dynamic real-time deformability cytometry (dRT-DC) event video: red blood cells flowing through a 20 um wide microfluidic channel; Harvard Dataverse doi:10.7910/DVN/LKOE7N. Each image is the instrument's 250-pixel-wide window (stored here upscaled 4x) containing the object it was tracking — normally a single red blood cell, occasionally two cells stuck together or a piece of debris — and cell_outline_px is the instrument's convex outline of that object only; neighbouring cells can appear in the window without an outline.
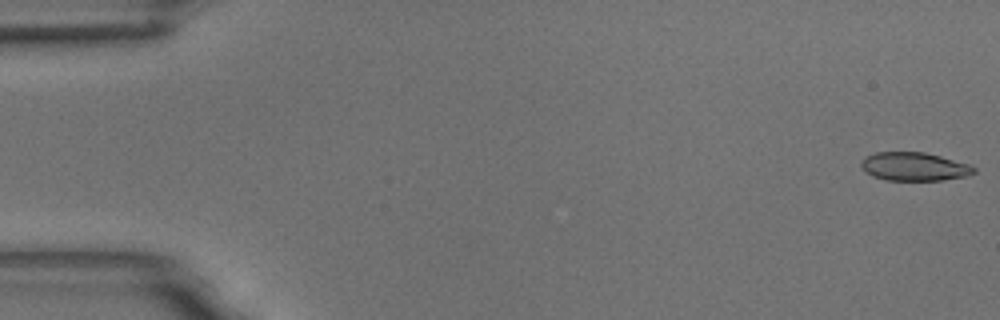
{"species": "common noctule bat (a hibernating species)", "species_latin": "Nyctalus noctula", "temperature_condition": "room temperature", "stored_images_in_passage": 56, "camera_frame_rate_fps": 3000, "um_per_image_px": 0.085, "animal": {"sex": "male", "body_mass_g": 18.8}, "frame": {"image": 1, "passage_image": 1, "time_ms": 0.0, "image_size_px": [1000, 320], "cell_outline_px": [[976, 172], [968, 176], [944, 180], [884, 180], [872, 176], [860, 164], [860, 160], [864, 156], [876, 152], [924, 152], [972, 164], [976, 168]], "centroid_in_image_um": [77.74, 14.16], "position_along_channel_um": 7.3, "area_um2": 18.9}}
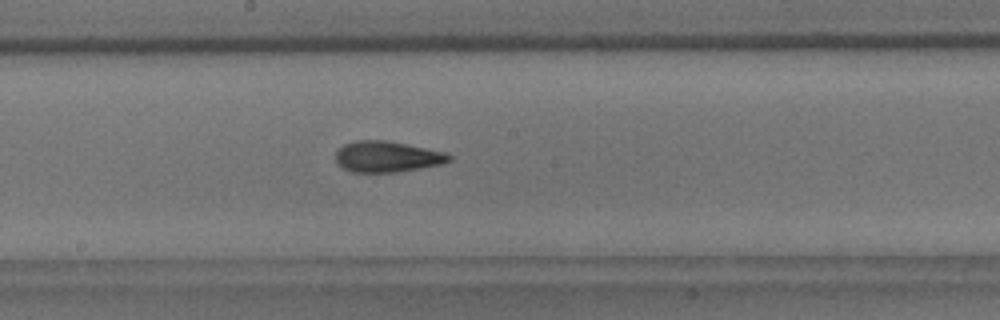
{"frame": {"image": 2, "passage_image": 30, "time_ms": 9.667, "image_size_px": [1000, 320], "cell_outline_px": [[452, 160], [444, 164], [396, 172], [352, 172], [344, 168], [336, 160], [336, 152], [344, 144], [356, 140], [384, 140], [444, 152], [452, 156]], "centroid_in_image_um": [32.92, 13.32], "position_along_channel_um": 215.3, "area_um2": 20.23}}
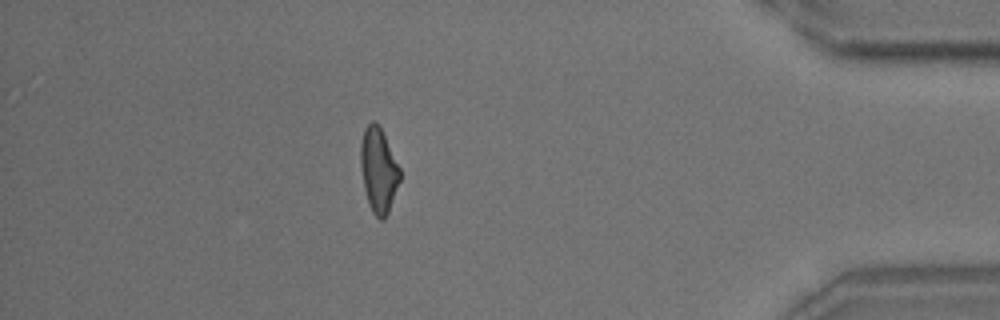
{"frame": {"image": 3, "passage_image": 49, "time_ms": 16.0, "image_size_px": [1000, 320], "cell_outline_px": [[400, 180], [388, 212], [384, 220], [380, 220], [372, 212], [368, 204], [364, 188], [360, 164], [360, 144], [364, 128], [372, 120], [380, 124], [400, 168]], "centroid_in_image_um": [32.16, 14.43], "position_along_channel_um": 403.0, "area_um2": 19.59}, "authors_computed_cell_mechanics": {"area_um2": 19.8832, "velocity_mm_per_s": 3.6402, "shape_relaxation_time_tau1_ms": 7.9877, "shape_relaxation_time_tau2_ms": 2.5034, "deformation_change_tau1": 0.1944, "deformation_change_tau2": 0.1084}}